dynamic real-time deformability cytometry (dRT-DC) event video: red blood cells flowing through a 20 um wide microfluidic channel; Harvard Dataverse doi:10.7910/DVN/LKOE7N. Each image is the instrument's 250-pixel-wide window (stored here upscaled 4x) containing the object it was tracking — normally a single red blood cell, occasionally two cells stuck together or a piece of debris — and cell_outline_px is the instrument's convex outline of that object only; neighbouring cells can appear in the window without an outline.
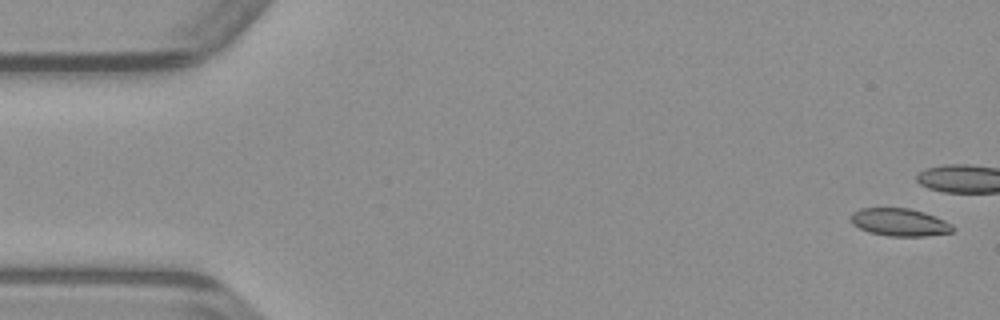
{"species": "common noctule bat (a hibernating species)", "species_latin": "Nyctalus noctula", "temperature_condition": "warm", "stored_images_in_passage": 38, "camera_frame_rate_fps": 3000, "um_per_image_px": 0.085, "animal": {"sex": "male", "body_mass_g": 23.1, "forearm_length_mm": 52.7}, "frame": {"image": 1, "passage_image": 2, "time_ms": 0.333, "image_size_px": [1000, 320], "cell_outline_px": [[956, 228], [952, 232], [924, 236], [888, 236], [868, 232], [852, 224], [848, 216], [852, 212], [860, 208], [908, 208], [924, 212], [944, 220], [952, 224]], "centroid_in_image_um": [76.43, 18.89], "position_along_channel_um": 8.6, "area_um2": 16.59}}
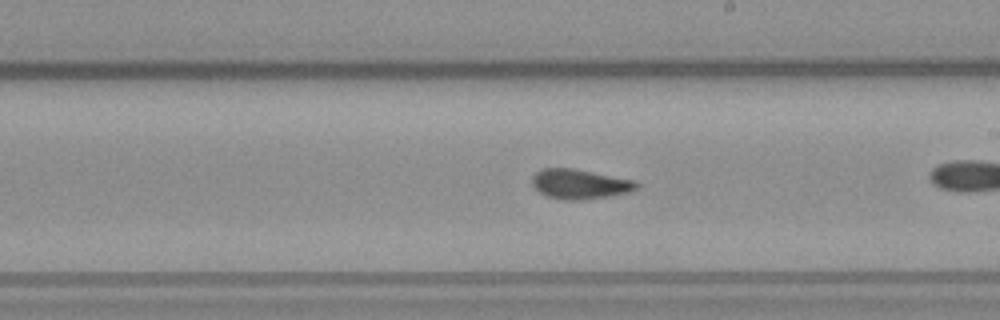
{"frame": {"image": 2, "passage_image": 28, "time_ms": 9.0, "image_size_px": [1000, 320], "cell_outline_px": [[640, 188], [628, 192], [608, 196], [580, 200], [564, 200], [548, 196], [540, 192], [532, 184], [532, 176], [536, 172], [544, 168], [572, 168], [636, 180], [640, 184]], "centroid_in_image_um": [49.32, 15.64], "position_along_channel_um": 239.7, "area_um2": 18.09}}
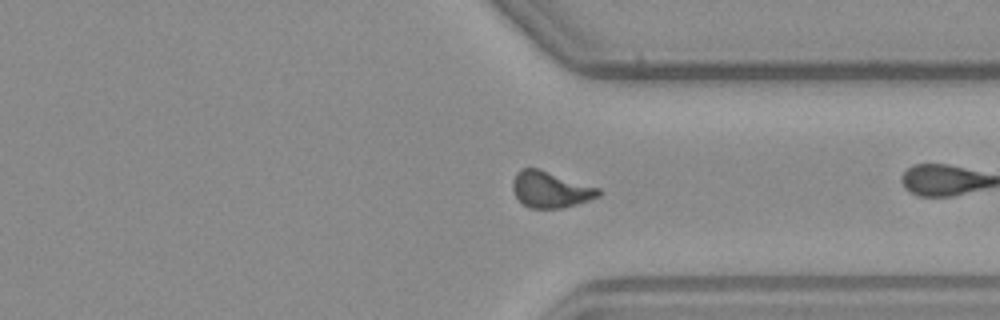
{"frame": {"image": 3, "passage_image": 37, "time_ms": 12.0, "image_size_px": [1000, 320], "cell_outline_px": [[600, 196], [576, 204], [560, 208], [528, 208], [516, 196], [512, 188], [512, 180], [516, 172], [520, 168], [540, 168], [600, 188]], "centroid_in_image_um": [46.77, 16.09], "position_along_channel_um": 364.6, "area_um2": 18.21}}